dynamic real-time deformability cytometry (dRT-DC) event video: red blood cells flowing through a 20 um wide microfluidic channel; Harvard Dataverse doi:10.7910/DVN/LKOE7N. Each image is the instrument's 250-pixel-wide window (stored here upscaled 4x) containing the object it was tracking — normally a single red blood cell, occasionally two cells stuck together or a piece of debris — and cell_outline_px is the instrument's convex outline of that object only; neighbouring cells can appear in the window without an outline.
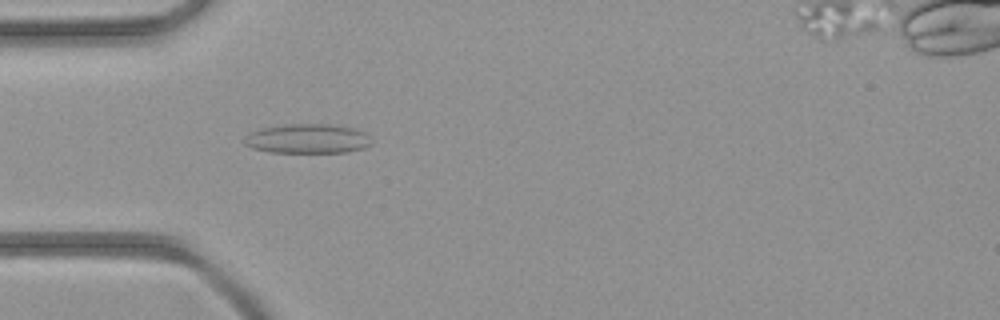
{"species": "common noctule bat (a hibernating species)", "species_latin": "Nyctalus noctula", "temperature_condition": "room temperature", "stored_images_in_passage": 27, "camera_frame_rate_fps": 3000, "um_per_image_px": 0.085, "animal": {"sex": "female", "body_mass_g": 21.9}, "frame": {"image": 1, "passage_image": 14, "time_ms": 4.333, "image_size_px": [1000, 320], "cell_outline_px": [[372, 144], [364, 148], [348, 152], [272, 152], [252, 148], [244, 144], [244, 136], [248, 132], [260, 128], [284, 124], [328, 124], [352, 128], [364, 132], [372, 140]], "centroid_in_image_um": [26.11, 11.78], "position_along_channel_um": 58.9, "area_um2": 21.96}}
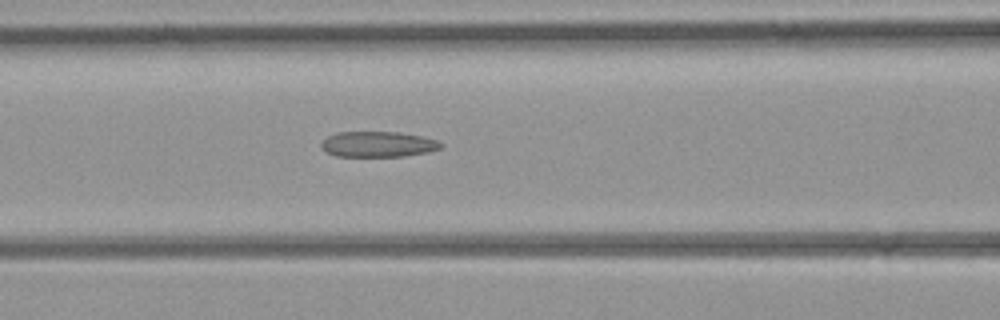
{"frame": {"image": 2, "passage_image": 19, "time_ms": 6.0, "image_size_px": [1000, 320], "cell_outline_px": [[444, 144], [440, 148], [428, 152], [404, 156], [336, 156], [328, 152], [320, 144], [328, 136], [336, 132], [400, 132], [420, 136], [436, 140]], "centroid_in_image_um": [32.15, 12.25], "position_along_channel_um": 134.5, "area_um2": 17.63}}
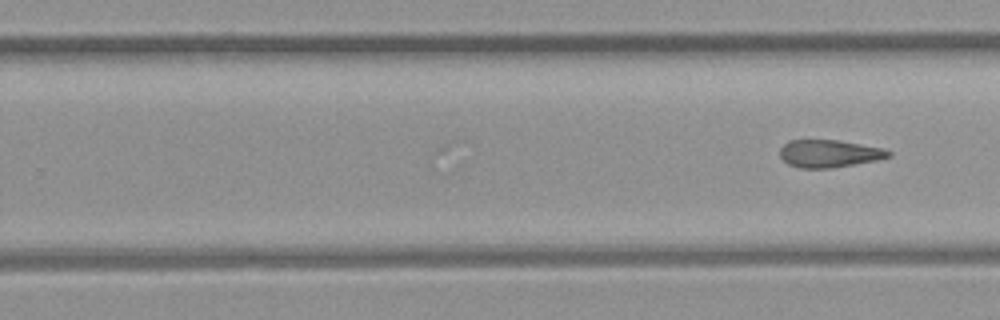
{"frame": {"image": 3, "passage_image": 27, "time_ms": 8.667, "image_size_px": [1000, 320], "cell_outline_px": [[892, 156], [876, 160], [832, 168], [800, 168], [788, 164], [780, 156], [780, 148], [788, 140], [836, 140], [884, 148], [892, 152]], "centroid_in_image_um": [70.48, 13.05], "position_along_channel_um": 259.3, "area_um2": 17.4}}